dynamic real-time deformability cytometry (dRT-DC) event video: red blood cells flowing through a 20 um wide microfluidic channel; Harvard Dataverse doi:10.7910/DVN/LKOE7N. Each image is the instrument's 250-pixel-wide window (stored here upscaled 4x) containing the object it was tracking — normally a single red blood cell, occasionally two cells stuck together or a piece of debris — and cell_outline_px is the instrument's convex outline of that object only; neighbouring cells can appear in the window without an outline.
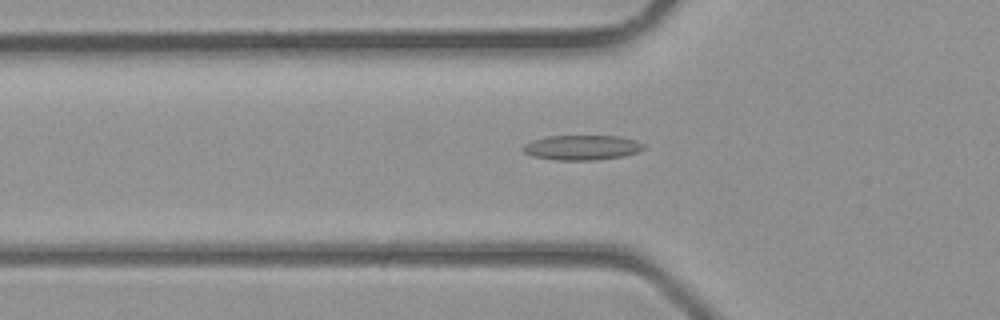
{"species": "common noctule bat (a hibernating species)", "species_latin": "Nyctalus noctula", "temperature_condition": "room temperature", "stored_images_in_passage": 25, "camera_frame_rate_fps": 3000, "um_per_image_px": 0.085, "animal": {"sex": "male", "body_mass_g": 23.1, "forearm_length_mm": 52.7}, "frame": {"image": 1, "passage_image": 3, "time_ms": 0.667, "image_size_px": [1000, 320], "cell_outline_px": [[644, 148], [636, 152], [624, 156], [596, 160], [556, 160], [532, 156], [524, 152], [520, 148], [524, 144], [532, 140], [548, 136], [620, 136], [636, 140], [644, 144]], "centroid_in_image_um": [49.44, 12.54], "position_along_channel_um": 76.4, "area_um2": 17.57}}
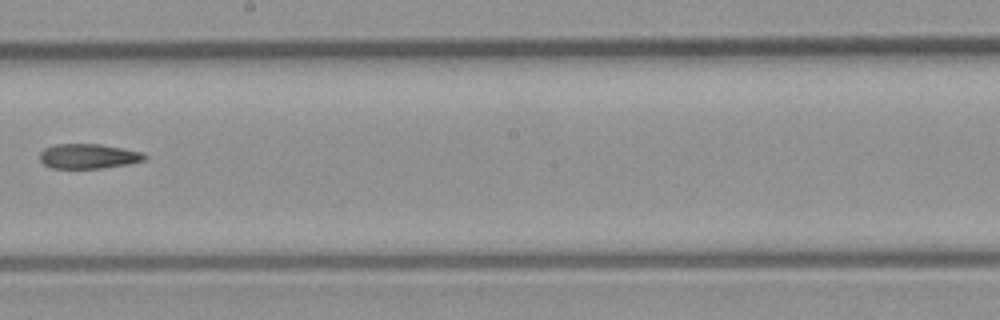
{"frame": {"image": 2, "passage_image": 12, "time_ms": 3.667, "image_size_px": [1000, 320], "cell_outline_px": [[148, 156], [144, 160], [128, 164], [100, 168], [52, 168], [44, 164], [40, 160], [40, 152], [44, 148], [56, 144], [100, 144], [124, 148], [144, 152]], "centroid_in_image_um": [7.53, 13.27], "position_along_channel_um": 240.7, "area_um2": 15.2}}
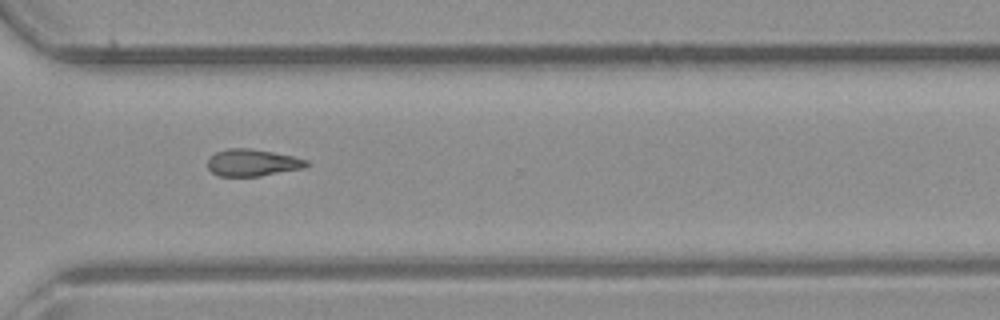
{"frame": {"image": 3, "passage_image": 18, "time_ms": 5.667, "image_size_px": [1000, 320], "cell_outline_px": [[312, 164], [304, 168], [260, 176], [216, 176], [208, 168], [208, 160], [216, 152], [228, 148], [248, 148], [272, 152], [292, 156], [308, 160]], "centroid_in_image_um": [21.48, 13.83], "position_along_channel_um": 349.1, "area_um2": 15.55}}